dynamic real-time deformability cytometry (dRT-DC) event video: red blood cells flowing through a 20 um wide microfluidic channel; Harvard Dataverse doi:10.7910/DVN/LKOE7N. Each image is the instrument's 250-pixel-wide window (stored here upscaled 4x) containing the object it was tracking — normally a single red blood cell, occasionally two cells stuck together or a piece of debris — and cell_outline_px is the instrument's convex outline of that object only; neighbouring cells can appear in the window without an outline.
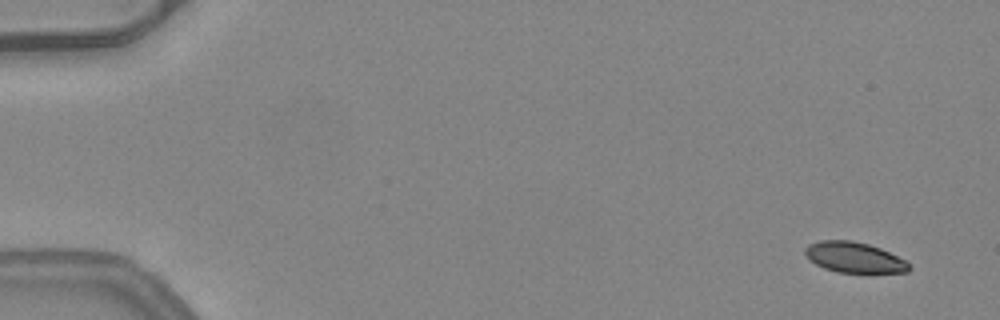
{"species": "common noctule bat (a hibernating species)", "species_latin": "Nyctalus noctula", "temperature_condition": "warm", "stored_images_in_passage": 9, "camera_frame_rate_fps": 3000, "um_per_image_px": 0.085, "animal": {"sex": "female", "body_mass_g": 24.6, "forearm_length_mm": 56.2}, "frame": {"image": 1, "passage_image": 3, "time_ms": 0.667, "image_size_px": [1000, 320], "cell_outline_px": [[912, 268], [908, 272], [868, 276], [836, 272], [824, 268], [816, 264], [804, 252], [804, 248], [808, 244], [820, 240], [852, 240], [868, 244], [880, 248], [904, 260]], "centroid_in_image_um": [72.66, 21.94], "position_along_channel_um": 12.3, "area_um2": 19.31}}